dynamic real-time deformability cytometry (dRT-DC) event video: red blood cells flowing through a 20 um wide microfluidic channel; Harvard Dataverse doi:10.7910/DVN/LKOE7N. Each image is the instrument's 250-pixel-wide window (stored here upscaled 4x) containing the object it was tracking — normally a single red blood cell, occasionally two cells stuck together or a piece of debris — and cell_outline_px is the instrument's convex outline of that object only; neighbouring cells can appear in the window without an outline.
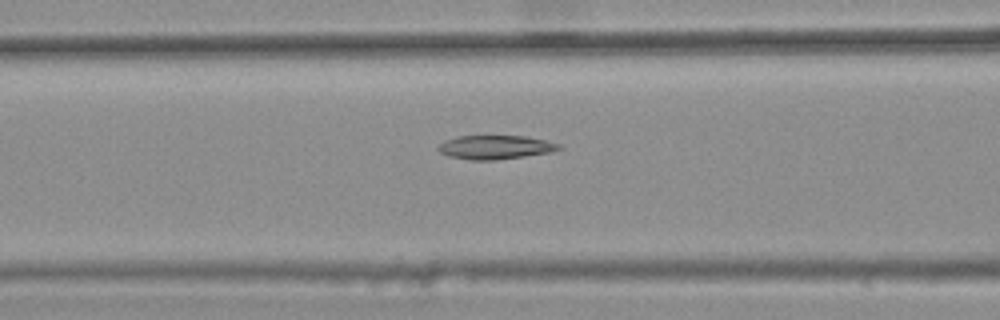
{"species": "common noctule bat (a hibernating species)", "species_latin": "Nyctalus noctula", "temperature_condition": "warm", "stored_images_in_passage": 16, "camera_frame_rate_fps": 3000, "um_per_image_px": 0.085, "animal": {"sex": "female", "body_mass_g": 25.1}, "frame": {"image": 1, "passage_image": 14, "time_ms": 4.333, "image_size_px": [1000, 320], "cell_outline_px": [[564, 148], [548, 152], [524, 156], [496, 160], [472, 160], [448, 156], [440, 152], [436, 148], [444, 140], [456, 136], [524, 136], [544, 140], [560, 144]], "centroid_in_image_um": [42.06, 12.51], "position_along_channel_um": 124.5, "area_um2": 16.7}}